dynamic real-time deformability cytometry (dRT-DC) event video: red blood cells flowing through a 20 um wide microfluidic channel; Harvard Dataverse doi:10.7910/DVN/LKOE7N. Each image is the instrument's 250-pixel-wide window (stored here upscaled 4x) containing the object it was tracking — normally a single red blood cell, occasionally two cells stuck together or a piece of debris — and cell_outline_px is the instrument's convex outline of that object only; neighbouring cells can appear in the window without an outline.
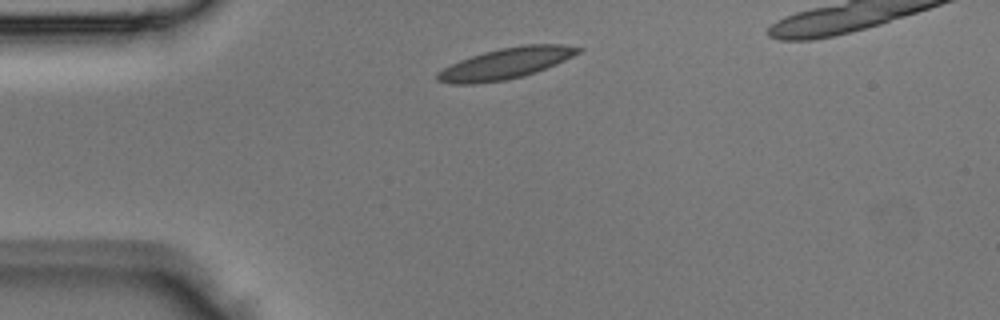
{"species": "Egyptian fruit bat (a non-hibernating species)", "species_latin": "Rousettus aegyptiacus", "temperature_condition": "room temperature", "stored_images_in_passage": 31, "camera_frame_rate_fps": 3000, "um_per_image_px": 0.085, "animal": {"sex": "male"}, "frame": {"image": 1, "passage_image": 1, "time_ms": 0.0, "image_size_px": [1000, 320], "cell_outline_px": [[584, 48], [580, 52], [556, 64], [536, 72], [524, 76], [504, 80], [476, 84], [452, 84], [436, 80], [436, 72], [460, 60], [484, 52], [500, 48], [524, 44], [564, 44]], "centroid_in_image_um": [43.0, 5.39], "position_along_channel_um": 42.0, "area_um2": 25.37}}
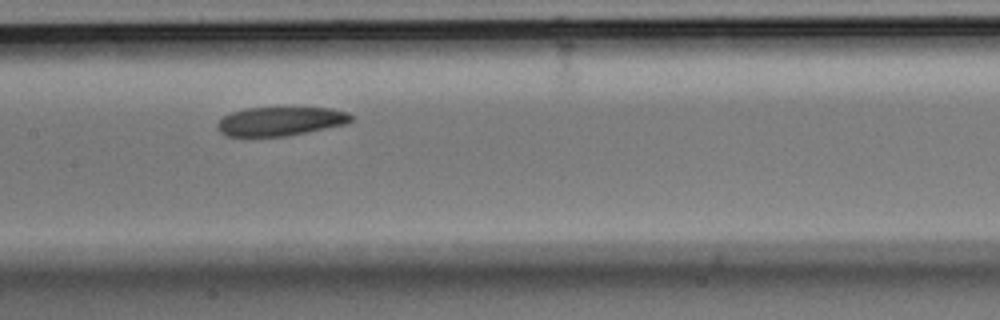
{"frame": {"image": 2, "passage_image": 12, "time_ms": 3.667, "image_size_px": [1000, 320], "cell_outline_px": [[352, 120], [348, 124], [288, 136], [224, 136], [216, 128], [216, 124], [224, 116], [232, 112], [244, 108], [332, 108], [348, 112], [352, 116]], "centroid_in_image_um": [23.85, 10.31], "position_along_channel_um": 183.6, "area_um2": 22.66}}
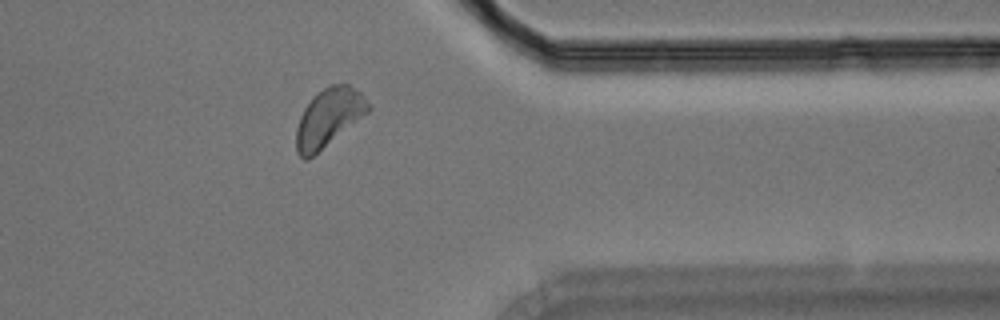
{"frame": {"image": 3, "passage_image": 26, "time_ms": 8.333, "image_size_px": [1000, 320], "cell_outline_px": [[372, 108], [368, 112], [308, 160], [304, 160], [296, 152], [296, 128], [300, 116], [304, 108], [324, 88], [332, 84], [348, 84], [360, 92], [372, 104]], "centroid_in_image_um": [27.95, 10.01], "position_along_channel_um": 383.5, "area_um2": 24.04}}